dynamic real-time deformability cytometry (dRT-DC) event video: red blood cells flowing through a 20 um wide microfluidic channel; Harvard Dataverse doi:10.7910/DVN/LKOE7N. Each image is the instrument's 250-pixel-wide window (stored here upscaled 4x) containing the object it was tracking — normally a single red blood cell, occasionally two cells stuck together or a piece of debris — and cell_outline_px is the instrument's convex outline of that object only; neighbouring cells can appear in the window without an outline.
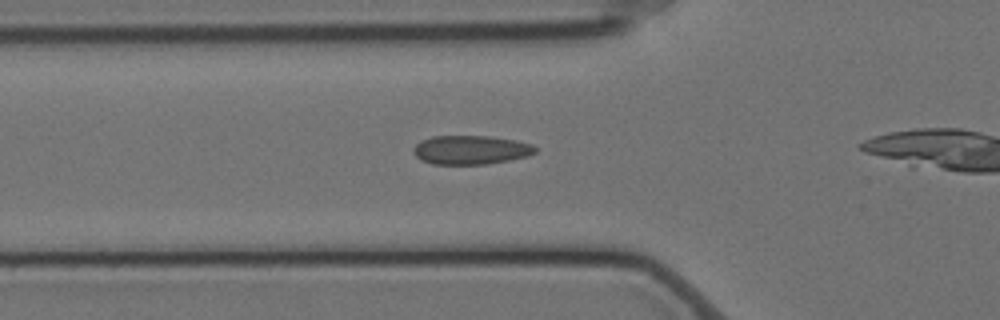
{"species": "Egyptian fruit bat (a non-hibernating species)", "species_latin": "Rousettus aegyptiacus", "temperature_condition": "cold", "stored_images_in_passage": 30, "camera_frame_rate_fps": 3000, "um_per_image_px": 0.085, "animal": {"sex": "female"}, "frame": {"image": 1, "passage_image": 3, "time_ms": 0.667, "image_size_px": [1000, 320], "cell_outline_px": [[536, 152], [528, 156], [508, 160], [484, 164], [432, 164], [420, 160], [412, 152], [412, 148], [420, 140], [432, 136], [488, 136], [516, 140], [532, 144], [536, 148]], "centroid_in_image_um": [39.98, 12.73], "position_along_channel_um": 85.8, "area_um2": 20.63}}
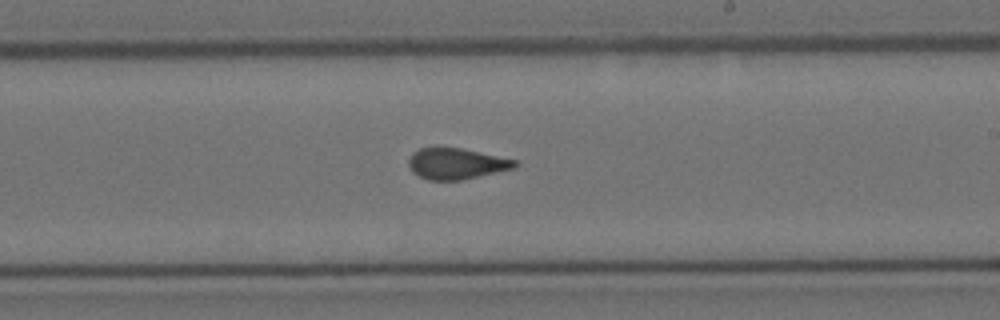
{"frame": {"image": 2, "passage_image": 17, "time_ms": 5.333, "image_size_px": [1000, 320], "cell_outline_px": [[520, 164], [516, 168], [464, 180], [428, 180], [412, 172], [408, 164], [408, 160], [412, 152], [420, 148], [460, 148], [516, 160]], "centroid_in_image_um": [38.8, 13.93], "position_along_channel_um": 250.2, "area_um2": 19.25}}
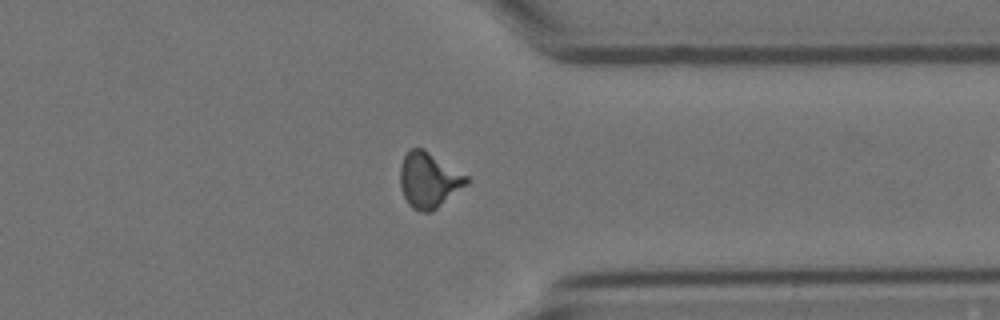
{"frame": {"image": 3, "passage_image": 28, "time_ms": 9.0, "image_size_px": [1000, 320], "cell_outline_px": [[468, 184], [432, 212], [420, 212], [412, 208], [408, 204], [400, 188], [400, 164], [408, 148], [424, 148], [468, 176]], "centroid_in_image_um": [36.43, 15.3], "position_along_channel_um": 375.0, "area_um2": 21.68}}